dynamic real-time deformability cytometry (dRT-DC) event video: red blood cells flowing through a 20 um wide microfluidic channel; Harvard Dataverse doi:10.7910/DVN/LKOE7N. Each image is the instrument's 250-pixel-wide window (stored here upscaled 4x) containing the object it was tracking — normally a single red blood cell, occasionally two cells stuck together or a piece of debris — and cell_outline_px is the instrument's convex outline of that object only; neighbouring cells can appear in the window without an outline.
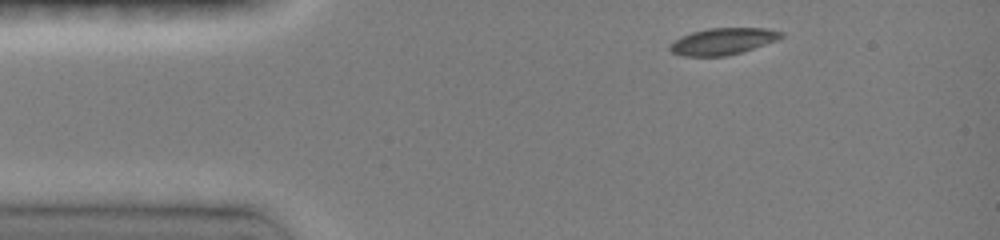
{"species": "common noctule bat (a hibernating species)", "species_latin": "Nyctalus noctula", "temperature_condition": "room temperature", "stored_images_in_passage": 19, "camera_frame_rate_fps": 3000, "um_per_image_px": 0.085, "animal": {"sex": "female", "body_mass_g": 19.0, "forearm_length_mm": 51.5}, "frame": {"image": 1, "passage_image": 1, "time_ms": 0.0, "image_size_px": [1000, 240], "cell_outline_px": [[784, 36], [776, 40], [740, 52], [724, 56], [684, 56], [672, 52], [668, 48], [668, 44], [680, 36], [692, 32], [708, 28], [768, 28], [784, 32]], "centroid_in_image_um": [61.4, 3.5], "position_along_channel_um": 23.6, "area_um2": 17.22}}
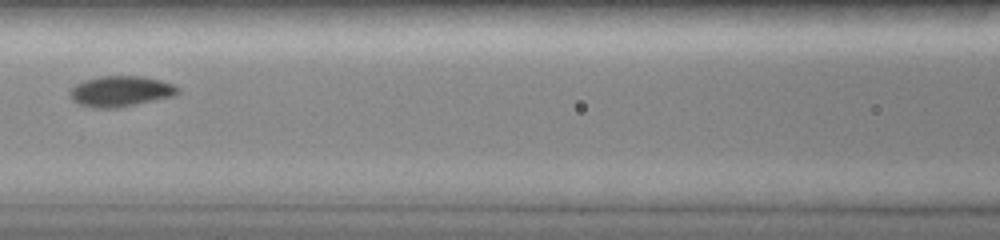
{"frame": {"image": 2, "passage_image": 8, "time_ms": 4.667, "image_size_px": [1000, 240], "cell_outline_px": [[180, 92], [176, 96], [116, 108], [92, 108], [80, 104], [72, 100], [68, 96], [68, 92], [76, 84], [84, 80], [100, 76], [144, 76], [160, 80], [172, 84], [180, 88]], "centroid_in_image_um": [10.25, 7.76], "position_along_channel_um": 156.3, "area_um2": 19.48}}
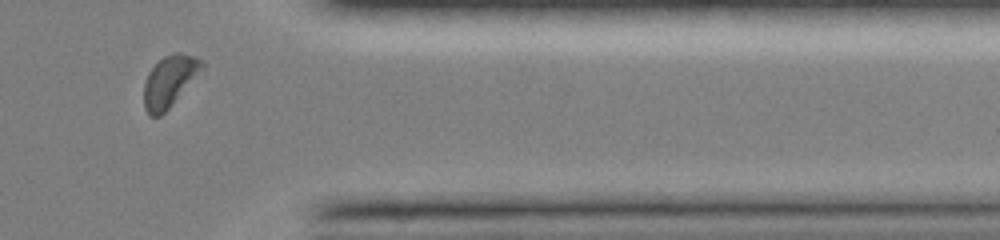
{"frame": {"image": 3, "passage_image": 17, "time_ms": 10.667, "image_size_px": [1000, 240], "cell_outline_px": [[204, 68], [168, 108], [160, 116], [148, 116], [144, 108], [144, 80], [148, 72], [164, 56], [176, 52], [180, 52], [204, 60]], "centroid_in_image_um": [14.39, 6.89], "position_along_channel_um": 397.0, "area_um2": 17.17}, "authors_computed_cell_mechanics": {"area_um2": 17.8024, "velocity_mm_per_s": 4.08, "shape_relaxation_time_tau1_ms": 2.8938, "shape_relaxation_time_tau2_ms": null, "deformation_change_tau1": 0.1142, "deformation_change_tau2": null}}